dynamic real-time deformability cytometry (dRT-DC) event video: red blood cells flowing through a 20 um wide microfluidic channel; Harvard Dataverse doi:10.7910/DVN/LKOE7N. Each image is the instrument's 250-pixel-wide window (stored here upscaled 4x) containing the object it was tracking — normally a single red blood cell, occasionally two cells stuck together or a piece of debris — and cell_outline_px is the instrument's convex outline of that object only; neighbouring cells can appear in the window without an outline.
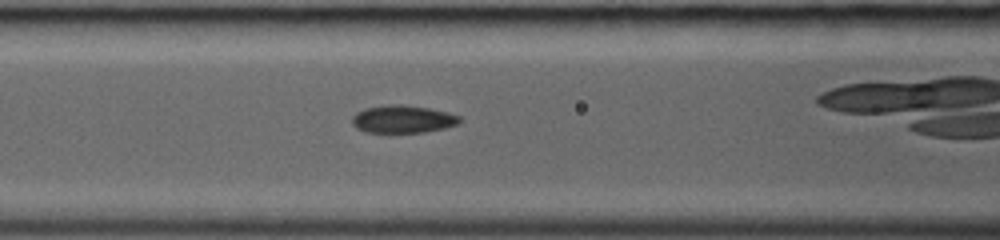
{"species": "common noctule bat (a hibernating species)", "species_latin": "Nyctalus noctula", "temperature_condition": "room temperature", "stored_images_in_passage": 28, "camera_frame_rate_fps": 3000, "um_per_image_px": 0.085, "animal": {"sex": "female", "body_mass_g": 19.0, "forearm_length_mm": 53.3}, "frame": {"image": 1, "passage_image": 9, "time_ms": 2.667, "image_size_px": [1000, 240], "cell_outline_px": [[464, 120], [456, 124], [444, 128], [424, 132], [364, 132], [356, 128], [352, 124], [352, 116], [356, 112], [364, 108], [388, 104], [400, 104], [428, 108], [448, 112], [460, 116]], "centroid_in_image_um": [34.22, 10.12], "position_along_channel_um": 132.4, "area_um2": 17.46}}
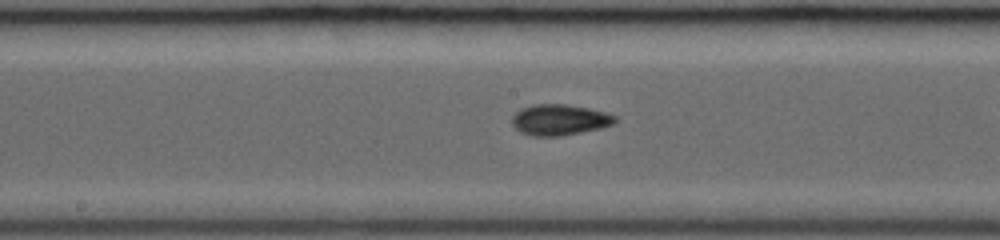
{"frame": {"image": 2, "passage_image": 13, "time_ms": 4.0, "image_size_px": [1000, 240], "cell_outline_px": [[616, 120], [612, 124], [600, 128], [560, 136], [532, 136], [520, 132], [512, 124], [512, 116], [520, 108], [532, 104], [564, 104], [588, 108], [604, 112], [616, 116]], "centroid_in_image_um": [47.51, 10.18], "position_along_channel_um": 200.7, "area_um2": 18.44}}
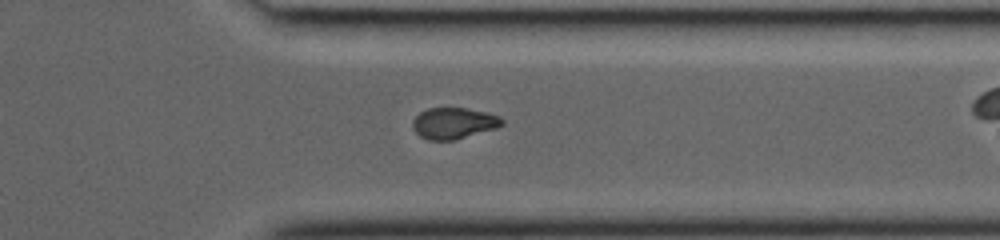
{"frame": {"image": 3, "passage_image": 23, "time_ms": 7.333, "image_size_px": [1000, 240], "cell_outline_px": [[504, 124], [496, 128], [456, 140], [428, 140], [420, 136], [412, 128], [412, 120], [420, 112], [428, 108], [468, 108], [488, 112], [500, 116], [504, 120]], "centroid_in_image_um": [38.58, 10.47], "position_along_channel_um": 372.8, "area_um2": 16.47}}